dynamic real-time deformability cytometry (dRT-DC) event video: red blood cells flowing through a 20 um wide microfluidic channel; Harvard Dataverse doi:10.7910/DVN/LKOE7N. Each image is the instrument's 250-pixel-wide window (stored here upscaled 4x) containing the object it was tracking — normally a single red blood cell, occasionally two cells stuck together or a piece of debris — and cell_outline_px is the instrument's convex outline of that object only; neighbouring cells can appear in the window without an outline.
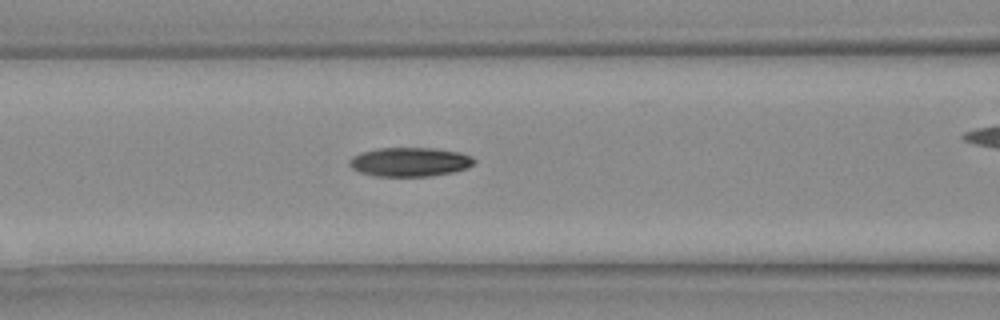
{"species": "Egyptian fruit bat (a non-hibernating species)", "species_latin": "Rousettus aegyptiacus", "temperature_condition": "warm", "stored_images_in_passage": 22, "camera_frame_rate_fps": 3000, "um_per_image_px": 0.085, "animal": {"sex": "female"}, "frame": {"image": 1, "passage_image": 10, "time_ms": 3.0, "image_size_px": [1000, 320], "cell_outline_px": [[476, 164], [468, 168], [452, 172], [432, 176], [376, 176], [360, 172], [352, 168], [348, 164], [348, 160], [352, 156], [376, 148], [432, 148], [460, 152], [472, 156], [476, 160]], "centroid_in_image_um": [34.87, 13.76], "position_along_channel_um": 131.7, "area_um2": 21.27}}